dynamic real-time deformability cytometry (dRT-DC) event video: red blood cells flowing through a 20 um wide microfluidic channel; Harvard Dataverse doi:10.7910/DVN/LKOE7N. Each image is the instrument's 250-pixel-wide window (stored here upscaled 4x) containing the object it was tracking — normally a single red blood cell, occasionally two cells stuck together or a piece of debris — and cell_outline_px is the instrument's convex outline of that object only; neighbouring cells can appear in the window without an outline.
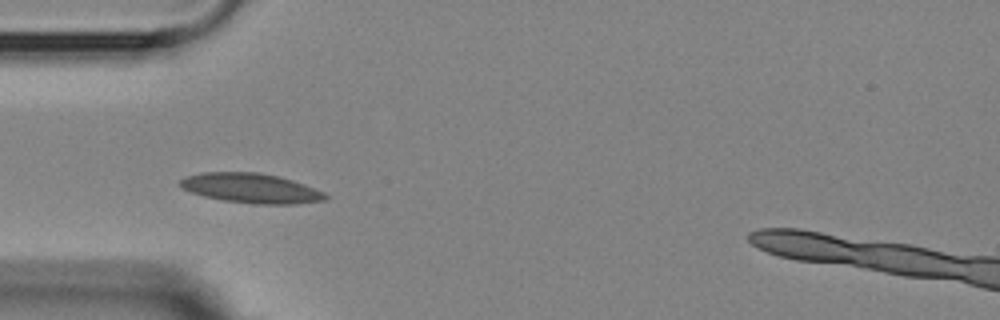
{"species": "Egyptian fruit bat (a non-hibernating species)", "species_latin": "Rousettus aegyptiacus", "temperature_condition": "room temperature", "stored_images_in_passage": 2, "camera_frame_rate_fps": 3000, "um_per_image_px": 0.085, "animal": {"sex": "female"}, "frame": {"image": 1, "passage_image": 1, "time_ms": 0.0, "image_size_px": [1000, 320], "cell_outline_px": [[328, 196], [324, 200], [296, 204], [252, 204], [224, 200], [204, 196], [192, 192], [184, 188], [180, 184], [180, 180], [188, 176], [200, 172], [260, 172], [292, 180], [304, 184], [324, 192]], "centroid_in_image_um": [21.36, 16.0], "position_along_channel_um": 63.6, "area_um2": 24.91}}
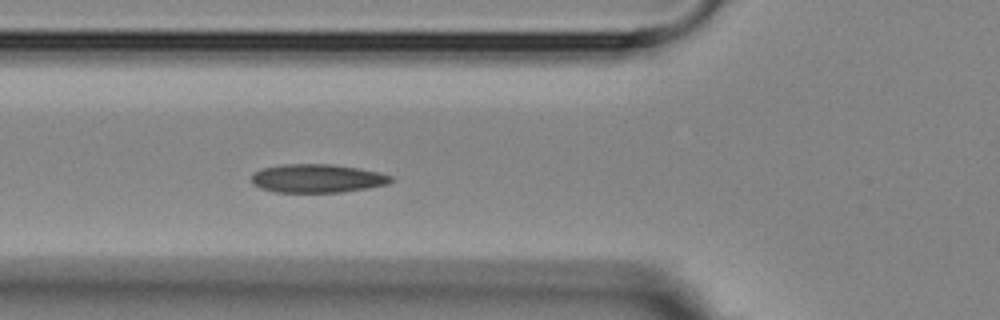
{"frame": {"image": 2, "passage_image": 2, "time_ms": 1.0, "image_size_px": [1000, 320], "cell_outline_px": [[392, 180], [388, 184], [368, 188], [340, 192], [276, 192], [260, 188], [252, 184], [248, 180], [252, 172], [260, 168], [280, 164], [332, 164], [360, 168], [380, 172], [392, 176]], "centroid_in_image_um": [26.9, 15.15], "position_along_channel_um": 98.9, "area_um2": 23.58}}